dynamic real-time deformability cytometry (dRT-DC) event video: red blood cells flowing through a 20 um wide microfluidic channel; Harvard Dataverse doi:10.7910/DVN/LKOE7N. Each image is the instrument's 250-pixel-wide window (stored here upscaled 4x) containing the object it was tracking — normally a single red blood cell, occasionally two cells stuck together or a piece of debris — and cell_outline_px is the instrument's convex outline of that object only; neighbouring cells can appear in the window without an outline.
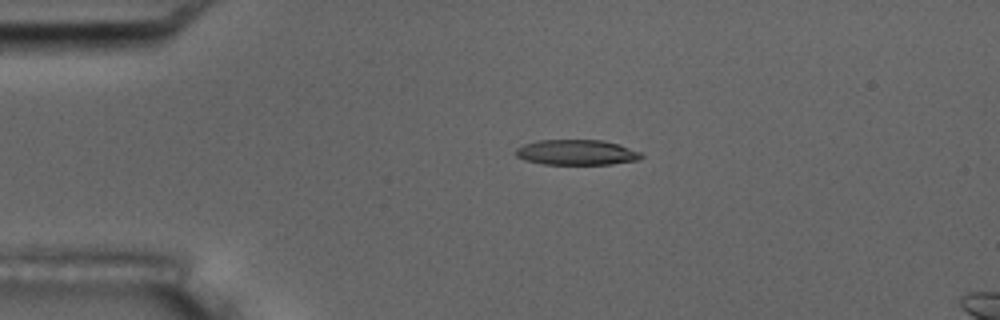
{"species": "common noctule bat (a hibernating species)", "species_latin": "Nyctalus noctula", "temperature_condition": "room temperature", "stored_images_in_passage": 3, "camera_frame_rate_fps": 3000, "um_per_image_px": 0.085, "animal": {"sex": "male", "body_mass_g": 17.5, "forearm_length_mm": 52.3}, "frame": {"image": 1, "passage_image": 2, "time_ms": 1.333, "image_size_px": [1000, 320], "cell_outline_px": [[644, 156], [640, 160], [612, 164], [544, 164], [524, 160], [516, 156], [512, 152], [516, 148], [524, 144], [540, 140], [604, 140], [620, 144], [640, 152]], "centroid_in_image_um": [49.01, 12.95], "position_along_channel_um": 36.0, "area_um2": 18.73}}